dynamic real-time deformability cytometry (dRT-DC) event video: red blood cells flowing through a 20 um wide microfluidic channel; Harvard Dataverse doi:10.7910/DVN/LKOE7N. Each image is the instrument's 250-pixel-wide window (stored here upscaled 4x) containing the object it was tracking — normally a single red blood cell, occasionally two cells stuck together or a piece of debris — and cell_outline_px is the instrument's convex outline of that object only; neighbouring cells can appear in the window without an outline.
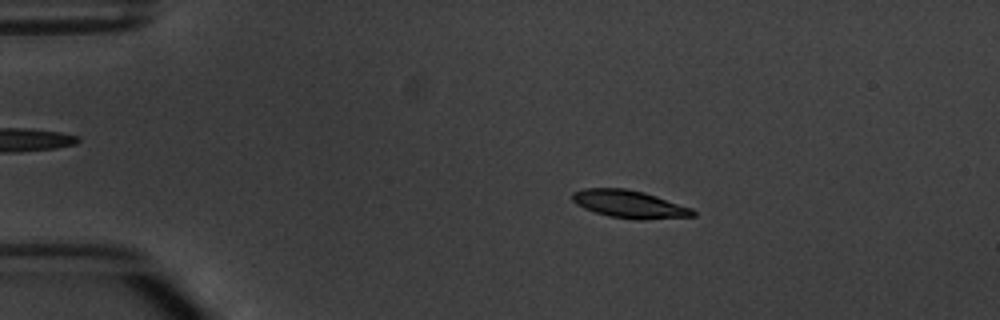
{"species": "common noctule bat (a hibernating species)", "species_latin": "Nyctalus noctula", "temperature_condition": "warm", "stored_images_in_passage": 6, "camera_frame_rate_fps": 3000, "um_per_image_px": 0.085, "animal": {"sex": "male", "body_mass_g": 20.1, "forearm_length_mm": 53.5}, "frame": {"image": 1, "passage_image": 2, "time_ms": 1.333, "image_size_px": [1000, 320], "cell_outline_px": [[696, 216], [640, 220], [608, 216], [584, 208], [576, 204], [572, 200], [572, 192], [584, 188], [624, 188], [644, 192], [692, 208], [696, 212]], "centroid_in_image_um": [53.5, 17.35], "position_along_channel_um": 31.5, "area_um2": 19.42}}
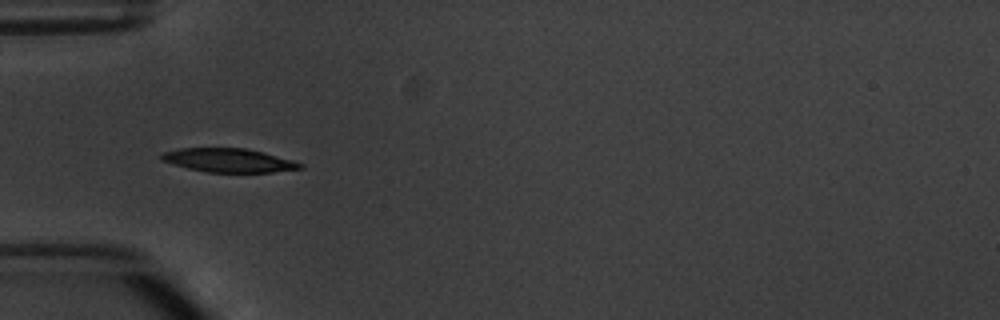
{"frame": {"image": 2, "passage_image": 4, "time_ms": 3.667, "image_size_px": [1000, 320], "cell_outline_px": [[304, 168], [272, 172], [208, 172], [188, 168], [172, 164], [160, 160], [160, 156], [164, 152], [180, 148], [244, 148], [292, 160], [304, 164]], "centroid_in_image_um": [19.41, 13.63], "position_along_channel_um": 65.6, "area_um2": 18.96}}
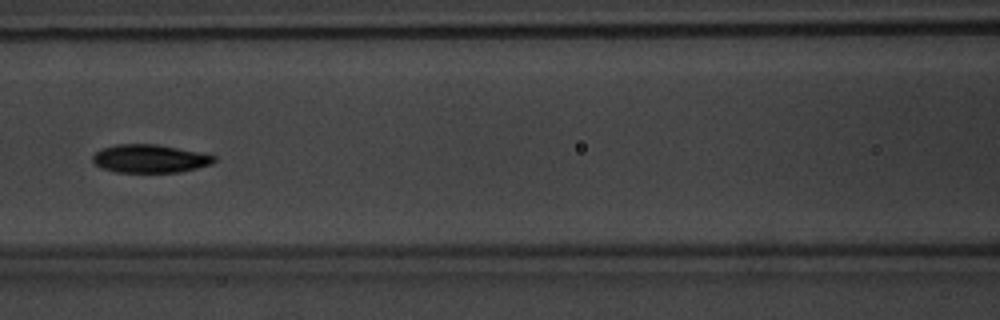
{"frame": {"image": 3, "passage_image": 6, "time_ms": 6.0, "image_size_px": [1000, 320], "cell_outline_px": [[216, 160], [212, 164], [180, 172], [116, 172], [100, 168], [92, 160], [92, 156], [96, 152], [104, 148], [116, 144], [156, 144], [216, 156]], "centroid_in_image_um": [12.71, 13.49], "position_along_channel_um": 153.9, "area_um2": 19.77}}